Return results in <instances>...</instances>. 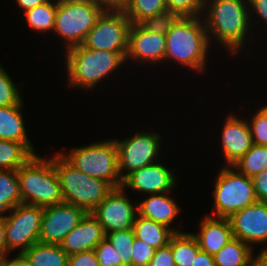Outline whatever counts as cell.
<instances>
[{
	"mask_svg": "<svg viewBox=\"0 0 267 266\" xmlns=\"http://www.w3.org/2000/svg\"><path fill=\"white\" fill-rule=\"evenodd\" d=\"M262 108L267 112V104H265L264 106L262 105Z\"/></svg>",
	"mask_w": 267,
	"mask_h": 266,
	"instance_id": "f907efd6",
	"label": "cell"
},
{
	"mask_svg": "<svg viewBox=\"0 0 267 266\" xmlns=\"http://www.w3.org/2000/svg\"><path fill=\"white\" fill-rule=\"evenodd\" d=\"M64 55L69 87L83 90L93 89L126 62L120 53L88 49L83 45L65 50Z\"/></svg>",
	"mask_w": 267,
	"mask_h": 266,
	"instance_id": "3957f363",
	"label": "cell"
},
{
	"mask_svg": "<svg viewBox=\"0 0 267 266\" xmlns=\"http://www.w3.org/2000/svg\"><path fill=\"white\" fill-rule=\"evenodd\" d=\"M138 207V214L142 217L151 219L157 223L163 224L170 228L174 233L182 232L170 227L174 219L178 216L180 207L176 200L167 196L165 193L149 194L146 199L142 200Z\"/></svg>",
	"mask_w": 267,
	"mask_h": 266,
	"instance_id": "ffe728a7",
	"label": "cell"
},
{
	"mask_svg": "<svg viewBox=\"0 0 267 266\" xmlns=\"http://www.w3.org/2000/svg\"><path fill=\"white\" fill-rule=\"evenodd\" d=\"M8 254H0V266H4V262Z\"/></svg>",
	"mask_w": 267,
	"mask_h": 266,
	"instance_id": "681fc988",
	"label": "cell"
},
{
	"mask_svg": "<svg viewBox=\"0 0 267 266\" xmlns=\"http://www.w3.org/2000/svg\"><path fill=\"white\" fill-rule=\"evenodd\" d=\"M91 213L103 226L104 232L109 233L133 229L138 207L131 202L121 187L114 188Z\"/></svg>",
	"mask_w": 267,
	"mask_h": 266,
	"instance_id": "4fadbf2b",
	"label": "cell"
},
{
	"mask_svg": "<svg viewBox=\"0 0 267 266\" xmlns=\"http://www.w3.org/2000/svg\"><path fill=\"white\" fill-rule=\"evenodd\" d=\"M94 252L100 266H122L121 257L106 238L96 246Z\"/></svg>",
	"mask_w": 267,
	"mask_h": 266,
	"instance_id": "d590c367",
	"label": "cell"
},
{
	"mask_svg": "<svg viewBox=\"0 0 267 266\" xmlns=\"http://www.w3.org/2000/svg\"><path fill=\"white\" fill-rule=\"evenodd\" d=\"M86 214L84 209L66 202L44 207L39 242L60 245Z\"/></svg>",
	"mask_w": 267,
	"mask_h": 266,
	"instance_id": "7c38bea8",
	"label": "cell"
},
{
	"mask_svg": "<svg viewBox=\"0 0 267 266\" xmlns=\"http://www.w3.org/2000/svg\"><path fill=\"white\" fill-rule=\"evenodd\" d=\"M4 215L5 242L8 252L20 249L24 253L39 242L44 207L21 203Z\"/></svg>",
	"mask_w": 267,
	"mask_h": 266,
	"instance_id": "30bf717a",
	"label": "cell"
},
{
	"mask_svg": "<svg viewBox=\"0 0 267 266\" xmlns=\"http://www.w3.org/2000/svg\"><path fill=\"white\" fill-rule=\"evenodd\" d=\"M105 238L121 257L122 266H131L132 246L135 239L133 229L105 233Z\"/></svg>",
	"mask_w": 267,
	"mask_h": 266,
	"instance_id": "4dcf8cb0",
	"label": "cell"
},
{
	"mask_svg": "<svg viewBox=\"0 0 267 266\" xmlns=\"http://www.w3.org/2000/svg\"><path fill=\"white\" fill-rule=\"evenodd\" d=\"M161 135L156 132H136L124 140L114 139L118 151V170L122 180L131 172L157 162ZM126 171V172H125Z\"/></svg>",
	"mask_w": 267,
	"mask_h": 266,
	"instance_id": "8fae6325",
	"label": "cell"
},
{
	"mask_svg": "<svg viewBox=\"0 0 267 266\" xmlns=\"http://www.w3.org/2000/svg\"><path fill=\"white\" fill-rule=\"evenodd\" d=\"M68 266H100V264L94 250H90L70 255Z\"/></svg>",
	"mask_w": 267,
	"mask_h": 266,
	"instance_id": "f35d334b",
	"label": "cell"
},
{
	"mask_svg": "<svg viewBox=\"0 0 267 266\" xmlns=\"http://www.w3.org/2000/svg\"><path fill=\"white\" fill-rule=\"evenodd\" d=\"M180 16L176 12L165 10L157 15L150 16L142 21L140 24L148 31L166 35Z\"/></svg>",
	"mask_w": 267,
	"mask_h": 266,
	"instance_id": "d6a6232c",
	"label": "cell"
},
{
	"mask_svg": "<svg viewBox=\"0 0 267 266\" xmlns=\"http://www.w3.org/2000/svg\"><path fill=\"white\" fill-rule=\"evenodd\" d=\"M205 0H166L167 10L180 17H202Z\"/></svg>",
	"mask_w": 267,
	"mask_h": 266,
	"instance_id": "e575fe53",
	"label": "cell"
},
{
	"mask_svg": "<svg viewBox=\"0 0 267 266\" xmlns=\"http://www.w3.org/2000/svg\"><path fill=\"white\" fill-rule=\"evenodd\" d=\"M106 8L100 3H58L53 34L64 40L65 50L82 45Z\"/></svg>",
	"mask_w": 267,
	"mask_h": 266,
	"instance_id": "ba28073f",
	"label": "cell"
},
{
	"mask_svg": "<svg viewBox=\"0 0 267 266\" xmlns=\"http://www.w3.org/2000/svg\"><path fill=\"white\" fill-rule=\"evenodd\" d=\"M21 203L17 170L0 169V214L11 212L13 208Z\"/></svg>",
	"mask_w": 267,
	"mask_h": 266,
	"instance_id": "d4e9b609",
	"label": "cell"
},
{
	"mask_svg": "<svg viewBox=\"0 0 267 266\" xmlns=\"http://www.w3.org/2000/svg\"><path fill=\"white\" fill-rule=\"evenodd\" d=\"M58 3H99L98 0H56Z\"/></svg>",
	"mask_w": 267,
	"mask_h": 266,
	"instance_id": "c3c4849f",
	"label": "cell"
},
{
	"mask_svg": "<svg viewBox=\"0 0 267 266\" xmlns=\"http://www.w3.org/2000/svg\"><path fill=\"white\" fill-rule=\"evenodd\" d=\"M19 105L0 107V139L21 142L33 155H36L24 124L22 109Z\"/></svg>",
	"mask_w": 267,
	"mask_h": 266,
	"instance_id": "44dd1931",
	"label": "cell"
},
{
	"mask_svg": "<svg viewBox=\"0 0 267 266\" xmlns=\"http://www.w3.org/2000/svg\"><path fill=\"white\" fill-rule=\"evenodd\" d=\"M23 254L31 266H68L69 255L60 245L37 242Z\"/></svg>",
	"mask_w": 267,
	"mask_h": 266,
	"instance_id": "603a6c76",
	"label": "cell"
},
{
	"mask_svg": "<svg viewBox=\"0 0 267 266\" xmlns=\"http://www.w3.org/2000/svg\"><path fill=\"white\" fill-rule=\"evenodd\" d=\"M131 24H140L146 18L167 10L166 0H129L122 8Z\"/></svg>",
	"mask_w": 267,
	"mask_h": 266,
	"instance_id": "f546056e",
	"label": "cell"
},
{
	"mask_svg": "<svg viewBox=\"0 0 267 266\" xmlns=\"http://www.w3.org/2000/svg\"><path fill=\"white\" fill-rule=\"evenodd\" d=\"M221 151L224 155L226 166H232L253 145L250 128L246 118L229 113L224 120L221 132Z\"/></svg>",
	"mask_w": 267,
	"mask_h": 266,
	"instance_id": "e0dca14e",
	"label": "cell"
},
{
	"mask_svg": "<svg viewBox=\"0 0 267 266\" xmlns=\"http://www.w3.org/2000/svg\"><path fill=\"white\" fill-rule=\"evenodd\" d=\"M60 154L88 176L106 181L114 188L122 187L123 180L118 170V151L114 139L91 143Z\"/></svg>",
	"mask_w": 267,
	"mask_h": 266,
	"instance_id": "8992f818",
	"label": "cell"
},
{
	"mask_svg": "<svg viewBox=\"0 0 267 266\" xmlns=\"http://www.w3.org/2000/svg\"><path fill=\"white\" fill-rule=\"evenodd\" d=\"M252 118V119H251ZM248 122L253 144L267 146V112L260 107Z\"/></svg>",
	"mask_w": 267,
	"mask_h": 266,
	"instance_id": "836d02e7",
	"label": "cell"
},
{
	"mask_svg": "<svg viewBox=\"0 0 267 266\" xmlns=\"http://www.w3.org/2000/svg\"><path fill=\"white\" fill-rule=\"evenodd\" d=\"M17 173L22 203L47 207L64 202L52 156L33 155Z\"/></svg>",
	"mask_w": 267,
	"mask_h": 266,
	"instance_id": "277c9868",
	"label": "cell"
},
{
	"mask_svg": "<svg viewBox=\"0 0 267 266\" xmlns=\"http://www.w3.org/2000/svg\"><path fill=\"white\" fill-rule=\"evenodd\" d=\"M165 52L166 35L150 32L141 24H131L126 62L135 60L139 64L158 65L164 61Z\"/></svg>",
	"mask_w": 267,
	"mask_h": 266,
	"instance_id": "2e32d148",
	"label": "cell"
},
{
	"mask_svg": "<svg viewBox=\"0 0 267 266\" xmlns=\"http://www.w3.org/2000/svg\"><path fill=\"white\" fill-rule=\"evenodd\" d=\"M202 18L210 43L214 39L230 55L242 51L252 28L248 0H205Z\"/></svg>",
	"mask_w": 267,
	"mask_h": 266,
	"instance_id": "6da1fadb",
	"label": "cell"
},
{
	"mask_svg": "<svg viewBox=\"0 0 267 266\" xmlns=\"http://www.w3.org/2000/svg\"><path fill=\"white\" fill-rule=\"evenodd\" d=\"M129 0H98L105 8L122 9Z\"/></svg>",
	"mask_w": 267,
	"mask_h": 266,
	"instance_id": "f6af8a7d",
	"label": "cell"
},
{
	"mask_svg": "<svg viewBox=\"0 0 267 266\" xmlns=\"http://www.w3.org/2000/svg\"><path fill=\"white\" fill-rule=\"evenodd\" d=\"M104 238L103 226L92 213H87L81 222L64 238L60 246L70 256L94 250Z\"/></svg>",
	"mask_w": 267,
	"mask_h": 266,
	"instance_id": "ac0fdd59",
	"label": "cell"
},
{
	"mask_svg": "<svg viewBox=\"0 0 267 266\" xmlns=\"http://www.w3.org/2000/svg\"><path fill=\"white\" fill-rule=\"evenodd\" d=\"M171 248L176 266H191L200 247L190 232L174 233L171 237Z\"/></svg>",
	"mask_w": 267,
	"mask_h": 266,
	"instance_id": "484cf974",
	"label": "cell"
},
{
	"mask_svg": "<svg viewBox=\"0 0 267 266\" xmlns=\"http://www.w3.org/2000/svg\"><path fill=\"white\" fill-rule=\"evenodd\" d=\"M52 0H16L17 5L19 8L23 10V13L29 9H32L38 5L47 3Z\"/></svg>",
	"mask_w": 267,
	"mask_h": 266,
	"instance_id": "ee69618b",
	"label": "cell"
},
{
	"mask_svg": "<svg viewBox=\"0 0 267 266\" xmlns=\"http://www.w3.org/2000/svg\"><path fill=\"white\" fill-rule=\"evenodd\" d=\"M214 185L213 217L229 218L257 202L252 179L233 166H222Z\"/></svg>",
	"mask_w": 267,
	"mask_h": 266,
	"instance_id": "52a82bcc",
	"label": "cell"
},
{
	"mask_svg": "<svg viewBox=\"0 0 267 266\" xmlns=\"http://www.w3.org/2000/svg\"><path fill=\"white\" fill-rule=\"evenodd\" d=\"M209 45L202 17H180L166 34L164 62L180 63L202 75L206 70Z\"/></svg>",
	"mask_w": 267,
	"mask_h": 266,
	"instance_id": "7a4b0ae2",
	"label": "cell"
},
{
	"mask_svg": "<svg viewBox=\"0 0 267 266\" xmlns=\"http://www.w3.org/2000/svg\"><path fill=\"white\" fill-rule=\"evenodd\" d=\"M18 86L0 63V107L19 105L23 102Z\"/></svg>",
	"mask_w": 267,
	"mask_h": 266,
	"instance_id": "1f68e13d",
	"label": "cell"
},
{
	"mask_svg": "<svg viewBox=\"0 0 267 266\" xmlns=\"http://www.w3.org/2000/svg\"><path fill=\"white\" fill-rule=\"evenodd\" d=\"M233 237L250 245L258 244L261 252H267V202L257 201L230 217Z\"/></svg>",
	"mask_w": 267,
	"mask_h": 266,
	"instance_id": "5bb4252c",
	"label": "cell"
},
{
	"mask_svg": "<svg viewBox=\"0 0 267 266\" xmlns=\"http://www.w3.org/2000/svg\"><path fill=\"white\" fill-rule=\"evenodd\" d=\"M174 173V170L157 161L128 174L123 179L122 188L124 190L130 188L148 195L167 194L177 187L178 181Z\"/></svg>",
	"mask_w": 267,
	"mask_h": 266,
	"instance_id": "9a60e30c",
	"label": "cell"
},
{
	"mask_svg": "<svg viewBox=\"0 0 267 266\" xmlns=\"http://www.w3.org/2000/svg\"><path fill=\"white\" fill-rule=\"evenodd\" d=\"M0 254H9L5 242V226L3 214H0Z\"/></svg>",
	"mask_w": 267,
	"mask_h": 266,
	"instance_id": "bcb514c9",
	"label": "cell"
},
{
	"mask_svg": "<svg viewBox=\"0 0 267 266\" xmlns=\"http://www.w3.org/2000/svg\"><path fill=\"white\" fill-rule=\"evenodd\" d=\"M199 233H192L200 250L214 256L233 238L229 218L205 215L199 224Z\"/></svg>",
	"mask_w": 267,
	"mask_h": 266,
	"instance_id": "d6986e66",
	"label": "cell"
},
{
	"mask_svg": "<svg viewBox=\"0 0 267 266\" xmlns=\"http://www.w3.org/2000/svg\"><path fill=\"white\" fill-rule=\"evenodd\" d=\"M251 179L257 201L267 202V166L264 171L253 176Z\"/></svg>",
	"mask_w": 267,
	"mask_h": 266,
	"instance_id": "ab89813d",
	"label": "cell"
},
{
	"mask_svg": "<svg viewBox=\"0 0 267 266\" xmlns=\"http://www.w3.org/2000/svg\"><path fill=\"white\" fill-rule=\"evenodd\" d=\"M4 266H31V264L23 253H17L13 259L6 257Z\"/></svg>",
	"mask_w": 267,
	"mask_h": 266,
	"instance_id": "7bdbcfd3",
	"label": "cell"
},
{
	"mask_svg": "<svg viewBox=\"0 0 267 266\" xmlns=\"http://www.w3.org/2000/svg\"><path fill=\"white\" fill-rule=\"evenodd\" d=\"M232 166L250 178L260 174L267 166V146L253 144Z\"/></svg>",
	"mask_w": 267,
	"mask_h": 266,
	"instance_id": "f1b7e54d",
	"label": "cell"
},
{
	"mask_svg": "<svg viewBox=\"0 0 267 266\" xmlns=\"http://www.w3.org/2000/svg\"><path fill=\"white\" fill-rule=\"evenodd\" d=\"M249 16L251 26H253V17L256 22V18H261L260 21L267 25V0H248ZM252 11V12H251ZM255 14V15H254ZM260 16V17H258ZM256 17V18H255Z\"/></svg>",
	"mask_w": 267,
	"mask_h": 266,
	"instance_id": "60d3db41",
	"label": "cell"
},
{
	"mask_svg": "<svg viewBox=\"0 0 267 266\" xmlns=\"http://www.w3.org/2000/svg\"><path fill=\"white\" fill-rule=\"evenodd\" d=\"M191 266H216L213 256L200 250Z\"/></svg>",
	"mask_w": 267,
	"mask_h": 266,
	"instance_id": "b9f144b4",
	"label": "cell"
},
{
	"mask_svg": "<svg viewBox=\"0 0 267 266\" xmlns=\"http://www.w3.org/2000/svg\"><path fill=\"white\" fill-rule=\"evenodd\" d=\"M148 266H176L172 254L171 238L166 246L155 250Z\"/></svg>",
	"mask_w": 267,
	"mask_h": 266,
	"instance_id": "74e56055",
	"label": "cell"
},
{
	"mask_svg": "<svg viewBox=\"0 0 267 266\" xmlns=\"http://www.w3.org/2000/svg\"><path fill=\"white\" fill-rule=\"evenodd\" d=\"M133 230L135 238L144 241L154 249L166 246L174 234L167 226L142 217L139 214L136 216Z\"/></svg>",
	"mask_w": 267,
	"mask_h": 266,
	"instance_id": "7402d4cb",
	"label": "cell"
},
{
	"mask_svg": "<svg viewBox=\"0 0 267 266\" xmlns=\"http://www.w3.org/2000/svg\"><path fill=\"white\" fill-rule=\"evenodd\" d=\"M130 27L131 21L123 9L106 8L82 45L88 49L117 52L126 59Z\"/></svg>",
	"mask_w": 267,
	"mask_h": 266,
	"instance_id": "9c48e42d",
	"label": "cell"
},
{
	"mask_svg": "<svg viewBox=\"0 0 267 266\" xmlns=\"http://www.w3.org/2000/svg\"><path fill=\"white\" fill-rule=\"evenodd\" d=\"M55 2V3H54ZM56 0L38 5L24 12L28 26L35 32L49 33L53 32L56 17Z\"/></svg>",
	"mask_w": 267,
	"mask_h": 266,
	"instance_id": "4316f807",
	"label": "cell"
},
{
	"mask_svg": "<svg viewBox=\"0 0 267 266\" xmlns=\"http://www.w3.org/2000/svg\"><path fill=\"white\" fill-rule=\"evenodd\" d=\"M32 156L21 142L0 139V169L18 170Z\"/></svg>",
	"mask_w": 267,
	"mask_h": 266,
	"instance_id": "83f0119b",
	"label": "cell"
},
{
	"mask_svg": "<svg viewBox=\"0 0 267 266\" xmlns=\"http://www.w3.org/2000/svg\"><path fill=\"white\" fill-rule=\"evenodd\" d=\"M249 266H267V252H261L252 257Z\"/></svg>",
	"mask_w": 267,
	"mask_h": 266,
	"instance_id": "7dc6e473",
	"label": "cell"
},
{
	"mask_svg": "<svg viewBox=\"0 0 267 266\" xmlns=\"http://www.w3.org/2000/svg\"><path fill=\"white\" fill-rule=\"evenodd\" d=\"M253 249L250 245L233 237L213 256V259L216 266H249L254 256Z\"/></svg>",
	"mask_w": 267,
	"mask_h": 266,
	"instance_id": "cb8c5ba5",
	"label": "cell"
},
{
	"mask_svg": "<svg viewBox=\"0 0 267 266\" xmlns=\"http://www.w3.org/2000/svg\"><path fill=\"white\" fill-rule=\"evenodd\" d=\"M155 250L149 244L135 238L132 246L131 266H148Z\"/></svg>",
	"mask_w": 267,
	"mask_h": 266,
	"instance_id": "8d00e7d4",
	"label": "cell"
},
{
	"mask_svg": "<svg viewBox=\"0 0 267 266\" xmlns=\"http://www.w3.org/2000/svg\"><path fill=\"white\" fill-rule=\"evenodd\" d=\"M64 202L91 213L114 189L101 179L92 178L76 169L60 153L53 156Z\"/></svg>",
	"mask_w": 267,
	"mask_h": 266,
	"instance_id": "5b68a950",
	"label": "cell"
}]
</instances>
